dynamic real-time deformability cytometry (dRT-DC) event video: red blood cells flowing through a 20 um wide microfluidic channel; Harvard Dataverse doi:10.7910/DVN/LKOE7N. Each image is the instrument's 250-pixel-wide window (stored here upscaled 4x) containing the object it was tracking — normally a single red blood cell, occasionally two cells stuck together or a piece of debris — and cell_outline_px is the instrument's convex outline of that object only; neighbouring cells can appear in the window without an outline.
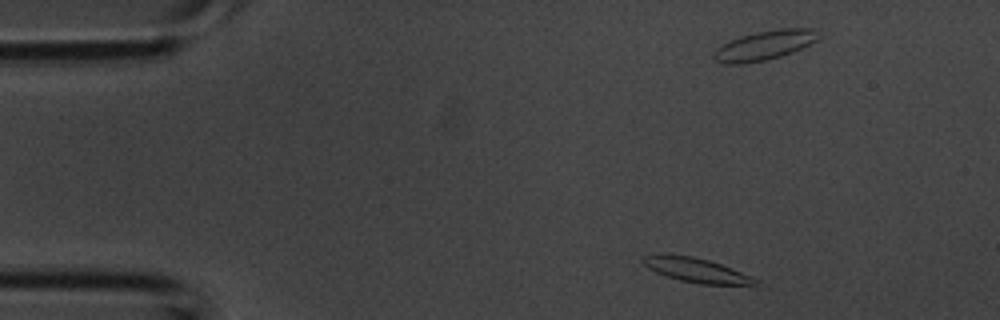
{"species": "common noctule bat (a hibernating species)", "species_latin": "Nyctalus noctula", "temperature_condition": "room temperature", "stored_images_in_passage": 3, "camera_frame_rate_fps": 3000, "um_per_image_px": 0.085, "animal": {"sex": "male", "body_mass_g": 20.1, "forearm_length_mm": 53.5}, "frame": {"image": 1, "passage_image": 1, "time_ms": 0.0, "image_size_px": [1000, 320], "cell_outline_px": [[760, 280], [756, 288], [700, 284], [680, 280], [656, 272], [648, 268], [640, 260], [640, 256], [656, 252], [660, 252], [692, 256], [708, 260], [732, 268], [752, 276]], "centroid_in_image_um": [59.27, 22.98], "position_along_channel_um": 25.7, "area_um2": 17.05}}